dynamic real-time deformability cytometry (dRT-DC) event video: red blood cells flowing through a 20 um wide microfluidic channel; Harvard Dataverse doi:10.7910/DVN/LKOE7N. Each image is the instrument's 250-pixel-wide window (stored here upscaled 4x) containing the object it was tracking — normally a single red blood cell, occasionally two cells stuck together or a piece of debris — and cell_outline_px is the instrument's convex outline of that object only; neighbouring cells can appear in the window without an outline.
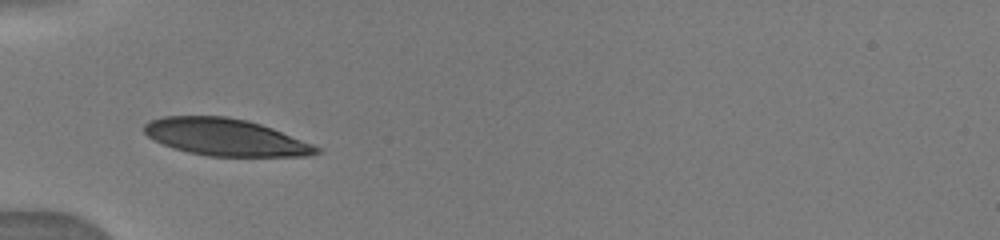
{"species": "human", "species_latin": "Homo sapiens", "temperature_condition": "warm", "stored_images_in_passage": 31, "camera_frame_rate_fps": 3000, "um_per_image_px": 0.085, "donor": {"sex": "male"}, "frame": {"image": 1, "passage_image": 1, "time_ms": 0.0, "image_size_px": [1000, 240], "cell_outline_px": [[320, 152], [304, 156], [208, 156], [188, 152], [164, 144], [148, 136], [144, 132], [144, 124], [152, 120], [164, 116], [228, 116], [248, 120], [272, 128], [312, 144], [320, 148]], "centroid_in_image_um": [19.16, 11.65], "position_along_channel_um": 65.8, "area_um2": 36.76}}
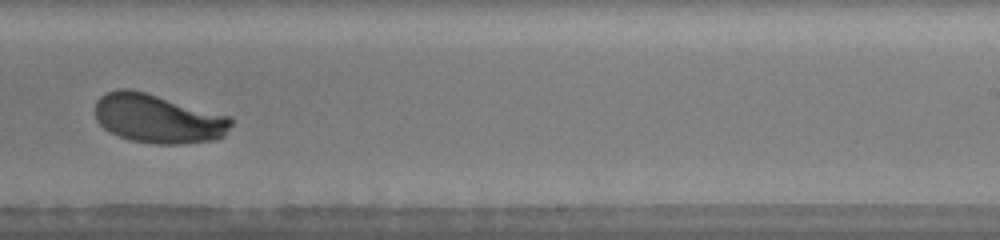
{"frame": {"image": 2, "passage_image": 12, "time_ms": 5.333, "image_size_px": [1000, 240], "cell_outline_px": [[232, 124], [224, 136], [212, 140], [180, 144], [156, 144], [132, 140], [120, 136], [104, 128], [96, 120], [96, 100], [100, 96], [116, 88], [132, 88], [232, 116]], "centroid_in_image_um": [13.45, 10.06], "position_along_channel_um": 275.6, "area_um2": 38.96}}
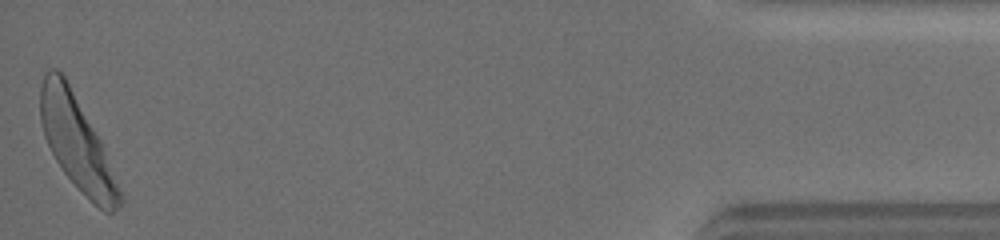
{"frame": {"image": 3, "passage_image": 31, "time_ms": 11.0, "image_size_px": [1000, 240], "cell_outline_px": [[124, 204], [112, 212], [104, 212], [64, 172], [56, 160], [44, 136], [40, 120], [40, 88], [44, 72], [48, 68], [56, 68], [64, 76], [100, 140], [124, 200]], "centroid_in_image_um": [6.5, 12.1], "position_along_channel_um": 428.7, "area_um2": 41.91}}